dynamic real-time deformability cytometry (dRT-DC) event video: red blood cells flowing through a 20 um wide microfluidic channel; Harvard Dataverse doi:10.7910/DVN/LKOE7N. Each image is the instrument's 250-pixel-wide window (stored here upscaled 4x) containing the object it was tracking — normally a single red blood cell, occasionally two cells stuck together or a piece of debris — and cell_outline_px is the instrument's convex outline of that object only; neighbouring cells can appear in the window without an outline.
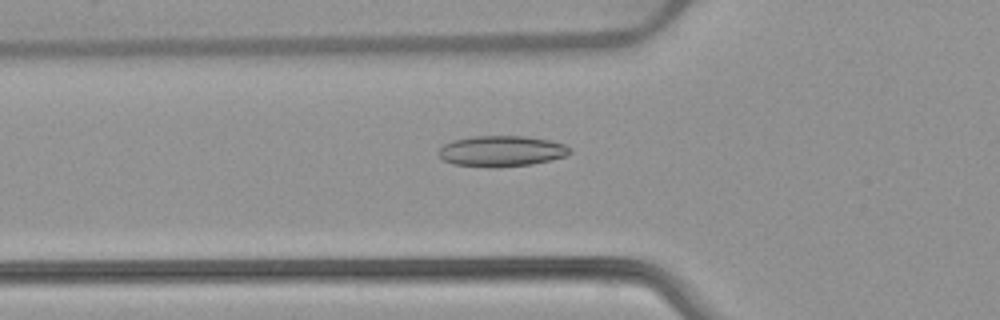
{"species": "common noctule bat (a hibernating species)", "species_latin": "Nyctalus noctula", "temperature_condition": "warm", "stored_images_in_passage": 52, "camera_frame_rate_fps": 3000, "um_per_image_px": 0.085, "animal": {"sex": "female", "body_mass_g": 22.7, "forearm_length_mm": 54.2}, "frame": {"image": 1, "passage_image": 18, "time_ms": 5.667, "image_size_px": [1000, 320], "cell_outline_px": [[572, 152], [564, 156], [552, 160], [532, 164], [496, 168], [492, 168], [452, 164], [444, 160], [436, 152], [444, 144], [452, 140], [472, 136], [524, 136], [552, 140], [564, 144], [572, 148]], "centroid_in_image_um": [42.63, 12.85], "position_along_channel_um": 83.2, "area_um2": 23.93}}
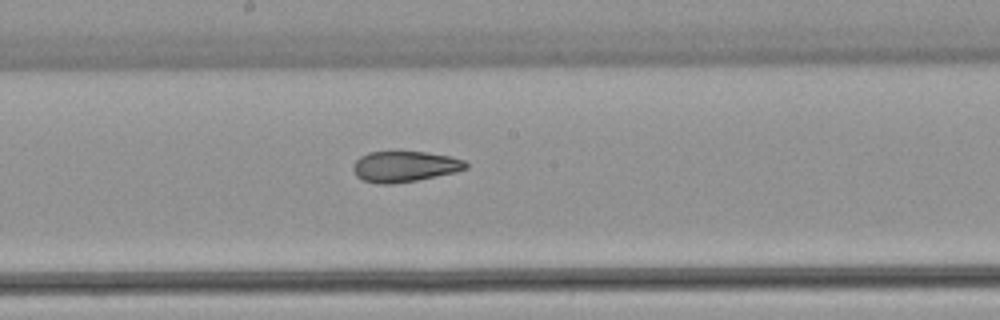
{"frame": {"image": 2, "passage_image": 28, "time_ms": 9.0, "image_size_px": [1000, 320], "cell_outline_px": [[468, 168], [456, 172], [416, 180], [388, 184], [376, 184], [364, 180], [356, 176], [352, 168], [352, 164], [360, 156], [368, 152], [400, 148], [452, 156], [464, 160], [468, 164]], "centroid_in_image_um": [34.37, 14.09], "position_along_channel_um": 213.8, "area_um2": 21.1}}
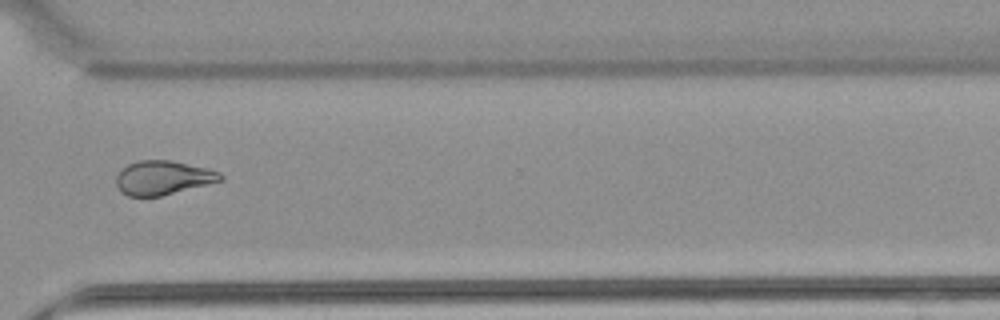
{"frame": {"image": 3, "passage_image": 39, "time_ms": 12.667, "image_size_px": [1000, 320], "cell_outline_px": [[224, 180], [160, 196], [128, 196], [120, 192], [116, 184], [116, 176], [128, 164], [140, 160], [172, 160], [208, 168], [220, 172], [224, 176]], "centroid_in_image_um": [13.87, 15.1], "position_along_channel_um": 356.7, "area_um2": 20.69}, "authors_computed_cell_mechanics": {"area_um2": 22.7732, "velocity_mm_per_s": 3.8961, "shape_relaxation_time_tau1_ms": null, "shape_relaxation_time_tau2_ms": 2.3748, "deformation_change_tau1": null, "deformation_change_tau2": 0.0892}}